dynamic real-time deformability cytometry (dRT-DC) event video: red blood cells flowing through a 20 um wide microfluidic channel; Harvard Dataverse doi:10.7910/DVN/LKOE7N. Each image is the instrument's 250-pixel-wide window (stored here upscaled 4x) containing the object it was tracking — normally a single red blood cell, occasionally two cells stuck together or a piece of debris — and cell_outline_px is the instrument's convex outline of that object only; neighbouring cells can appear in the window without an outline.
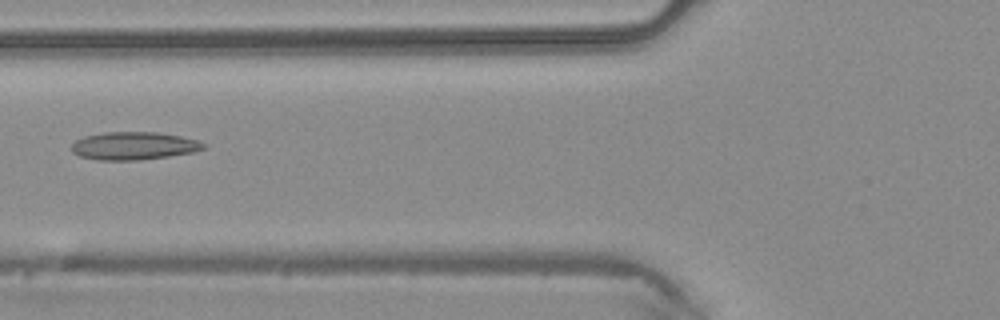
{"species": "common noctule bat (a hibernating species)", "species_latin": "Nyctalus noctula", "temperature_condition": "warm", "stored_images_in_passage": 35, "camera_frame_rate_fps": 3000, "um_per_image_px": 0.085, "animal": {"sex": "male", "body_mass_g": 20.4}, "frame": {"image": 1, "passage_image": 7, "time_ms": 2.0, "image_size_px": [1000, 320], "cell_outline_px": [[208, 144], [204, 148], [192, 152], [168, 156], [140, 160], [96, 160], [80, 156], [72, 152], [72, 144], [76, 140], [84, 136], [104, 132], [160, 132], [180, 136], [196, 140]], "centroid_in_image_um": [11.36, 12.39], "position_along_channel_um": 114.4, "area_um2": 21.44}}
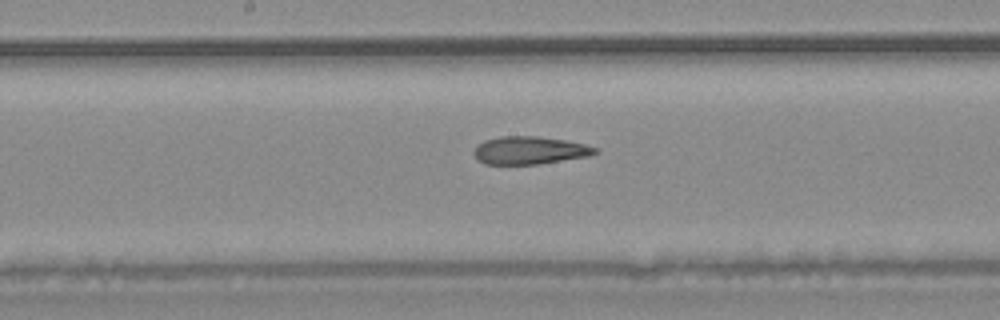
{"frame": {"image": 2, "passage_image": 13, "time_ms": 4.0, "image_size_px": [1000, 320], "cell_outline_px": [[600, 152], [592, 156], [536, 164], [484, 164], [472, 152], [476, 144], [484, 140], [500, 136], [536, 136], [564, 140], [584, 144], [596, 148]], "centroid_in_image_um": [45.02, 12.78], "position_along_channel_um": 203.2, "area_um2": 19.71}}
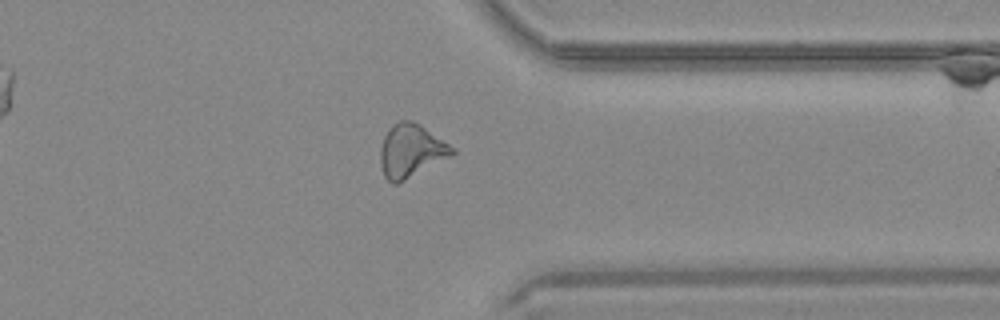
{"frame": {"image": 3, "passage_image": 25, "time_ms": 8.0, "image_size_px": [1000, 320], "cell_outline_px": [[456, 152], [404, 180], [396, 184], [392, 184], [384, 176], [380, 164], [380, 148], [384, 136], [388, 128], [392, 124], [400, 120], [412, 120], [420, 124], [456, 148]], "centroid_in_image_um": [34.9, 12.78], "position_along_channel_um": 376.5, "area_um2": 22.08}}